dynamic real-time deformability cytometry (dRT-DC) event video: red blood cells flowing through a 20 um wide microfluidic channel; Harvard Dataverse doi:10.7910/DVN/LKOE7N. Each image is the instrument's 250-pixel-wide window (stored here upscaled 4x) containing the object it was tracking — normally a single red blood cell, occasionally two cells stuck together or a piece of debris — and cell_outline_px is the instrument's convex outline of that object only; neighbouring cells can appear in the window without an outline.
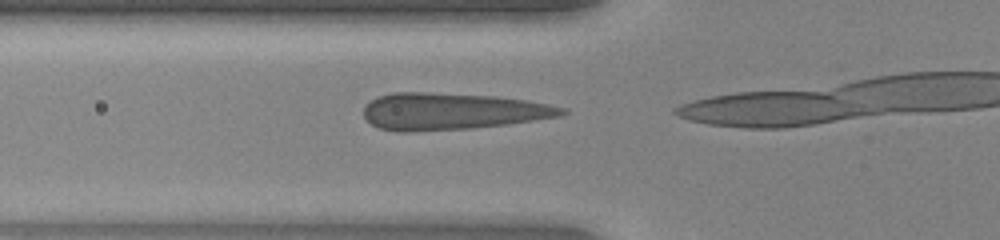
{"species": "human", "species_latin": "Homo sapiens", "temperature_condition": "warm", "stored_images_in_passage": 3, "segment_of_instrument_passage": [1, 2], "camera_frame_rate_fps": 3000, "um_per_image_px": 0.085, "donor": {"sex": "female"}, "frame": {"image": 1, "passage_image": 2, "time_ms": 0.333, "image_size_px": [1000, 240], "cell_outline_px": [[564, 112], [552, 116], [496, 124], [456, 128], [380, 128], [372, 124], [364, 116], [364, 108], [372, 100], [380, 96], [476, 96], [516, 100], [540, 104], [556, 108]], "centroid_in_image_um": [38.3, 9.48], "position_along_channel_um": 87.5, "area_um2": 36.47}}